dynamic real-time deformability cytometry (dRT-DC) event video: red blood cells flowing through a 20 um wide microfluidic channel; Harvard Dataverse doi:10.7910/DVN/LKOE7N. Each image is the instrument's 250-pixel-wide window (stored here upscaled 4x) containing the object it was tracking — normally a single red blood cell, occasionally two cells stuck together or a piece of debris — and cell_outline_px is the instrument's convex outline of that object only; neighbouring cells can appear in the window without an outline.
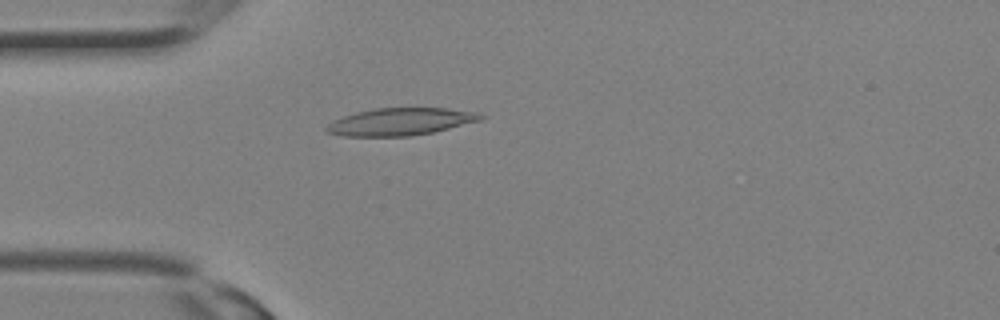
{"species": "Egyptian fruit bat (a non-hibernating species)", "species_latin": "Rousettus aegyptiacus", "temperature_condition": "room temperature", "stored_images_in_passage": 21, "camera_frame_rate_fps": 3000, "um_per_image_px": 0.085, "animal": {"sex": "female"}, "frame": {"image": 1, "passage_image": 9, "time_ms": 2.667, "image_size_px": [1000, 320], "cell_outline_px": [[484, 116], [480, 120], [432, 132], [412, 136], [340, 136], [328, 132], [324, 128], [332, 120], [356, 112], [376, 108], [448, 108], [480, 112]], "centroid_in_image_um": [34.02, 10.34], "position_along_channel_um": 51.0, "area_um2": 24.51}}
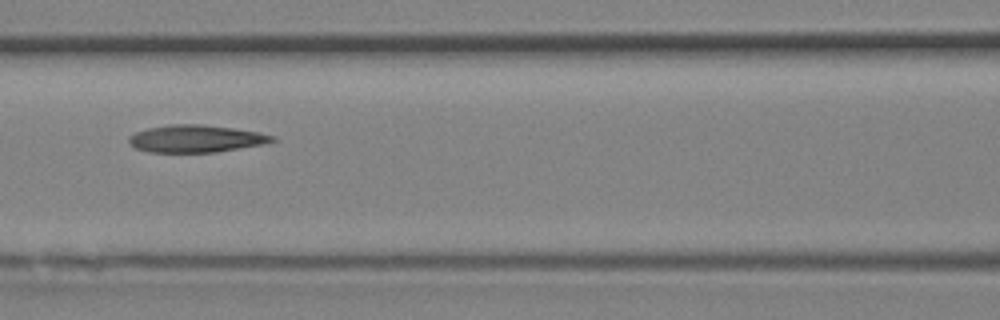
{"frame": {"image": 2, "passage_image": 14, "time_ms": 4.333, "image_size_px": [1000, 320], "cell_outline_px": [[276, 140], [264, 144], [216, 152], [148, 152], [136, 148], [128, 144], [128, 136], [136, 132], [148, 128], [168, 124], [200, 124], [232, 128], [256, 132], [276, 136]], "centroid_in_image_um": [16.61, 11.79], "position_along_channel_um": 150.0, "area_um2": 22.83}}
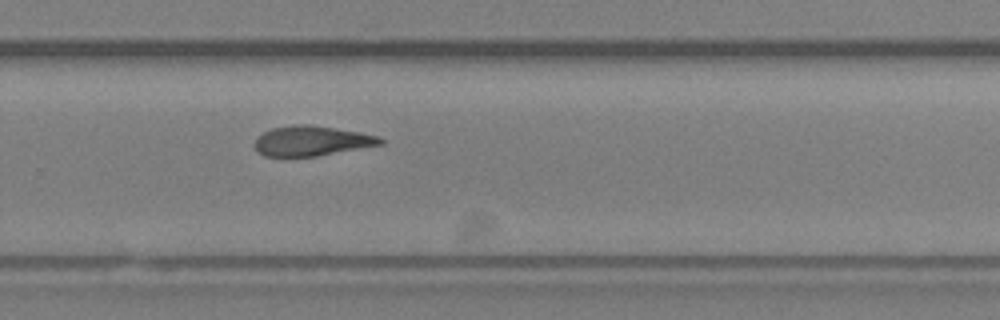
{"frame": {"image": 3, "passage_image": 21, "time_ms": 6.667, "image_size_px": [1000, 320], "cell_outline_px": [[384, 144], [316, 156], [264, 156], [256, 152], [252, 144], [256, 136], [272, 128], [296, 124], [312, 124], [360, 132], [376, 136], [384, 140]], "centroid_in_image_um": [26.43, 11.97], "position_along_channel_um": 303.4, "area_um2": 22.14}}